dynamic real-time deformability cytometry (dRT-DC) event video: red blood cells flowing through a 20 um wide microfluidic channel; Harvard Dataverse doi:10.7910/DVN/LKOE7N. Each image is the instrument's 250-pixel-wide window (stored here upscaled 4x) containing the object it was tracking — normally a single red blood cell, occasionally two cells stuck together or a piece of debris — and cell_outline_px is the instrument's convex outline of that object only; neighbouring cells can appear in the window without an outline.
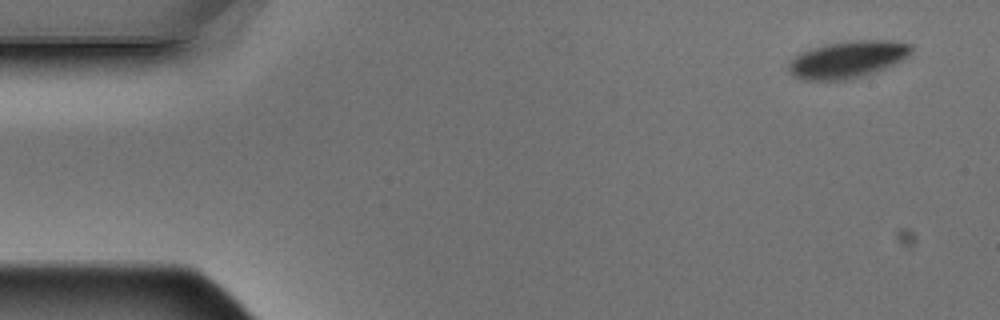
{"species": "Egyptian fruit bat (a non-hibernating species)", "species_latin": "Rousettus aegyptiacus", "temperature_condition": "warm", "stored_images_in_passage": 5, "segment_of_instrument_passage": [2, 2], "camera_frame_rate_fps": 3000, "um_per_image_px": 0.085, "animal": {"sex": "male"}, "frame": {"image": 1, "passage_image": 5, "time_ms": 1.333, "image_size_px": [1000, 320], "cell_outline_px": [[912, 52], [908, 56], [884, 68], [864, 76], [844, 80], [800, 80], [788, 72], [788, 64], [800, 52], [824, 44], [852, 40], [892, 40], [912, 44]], "centroid_in_image_um": [72.03, 5.05], "position_along_channel_um": 13.0, "area_um2": 26.53}}